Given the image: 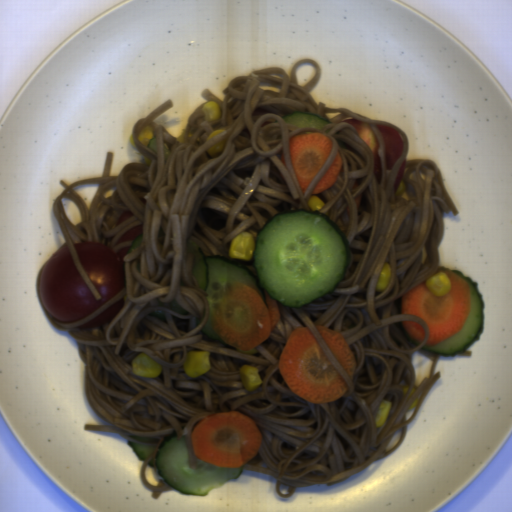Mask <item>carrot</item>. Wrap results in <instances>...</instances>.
<instances>
[{
	"label": "carrot",
	"instance_id": "1",
	"mask_svg": "<svg viewBox=\"0 0 512 512\" xmlns=\"http://www.w3.org/2000/svg\"><path fill=\"white\" fill-rule=\"evenodd\" d=\"M278 371L290 392L309 404L334 403L350 391L307 326L291 331Z\"/></svg>",
	"mask_w": 512,
	"mask_h": 512
},
{
	"label": "carrot",
	"instance_id": "2",
	"mask_svg": "<svg viewBox=\"0 0 512 512\" xmlns=\"http://www.w3.org/2000/svg\"><path fill=\"white\" fill-rule=\"evenodd\" d=\"M243 282H230L223 289L211 316L212 328L227 345L252 351L268 340L281 316L277 299Z\"/></svg>",
	"mask_w": 512,
	"mask_h": 512
},
{
	"label": "carrot",
	"instance_id": "3",
	"mask_svg": "<svg viewBox=\"0 0 512 512\" xmlns=\"http://www.w3.org/2000/svg\"><path fill=\"white\" fill-rule=\"evenodd\" d=\"M190 439L196 459L233 469L259 454L263 436L255 420L237 410L212 413L198 420Z\"/></svg>",
	"mask_w": 512,
	"mask_h": 512
},
{
	"label": "carrot",
	"instance_id": "4",
	"mask_svg": "<svg viewBox=\"0 0 512 512\" xmlns=\"http://www.w3.org/2000/svg\"><path fill=\"white\" fill-rule=\"evenodd\" d=\"M444 272L452 286L449 294L436 297L421 282L401 298L400 314L421 317L429 328L425 345L435 346L463 330L470 312V285L451 269Z\"/></svg>",
	"mask_w": 512,
	"mask_h": 512
},
{
	"label": "carrot",
	"instance_id": "5",
	"mask_svg": "<svg viewBox=\"0 0 512 512\" xmlns=\"http://www.w3.org/2000/svg\"><path fill=\"white\" fill-rule=\"evenodd\" d=\"M333 141L323 132H305L288 139L291 164L303 194L327 161Z\"/></svg>",
	"mask_w": 512,
	"mask_h": 512
},
{
	"label": "carrot",
	"instance_id": "6",
	"mask_svg": "<svg viewBox=\"0 0 512 512\" xmlns=\"http://www.w3.org/2000/svg\"><path fill=\"white\" fill-rule=\"evenodd\" d=\"M314 326L316 327L329 351L352 379L353 373L357 369L358 364L347 339L338 331L332 330L327 326Z\"/></svg>",
	"mask_w": 512,
	"mask_h": 512
},
{
	"label": "carrot",
	"instance_id": "7",
	"mask_svg": "<svg viewBox=\"0 0 512 512\" xmlns=\"http://www.w3.org/2000/svg\"><path fill=\"white\" fill-rule=\"evenodd\" d=\"M341 173H344V163L339 151L337 150L329 169L314 187L310 195L312 196L315 194L327 192L336 184Z\"/></svg>",
	"mask_w": 512,
	"mask_h": 512
},
{
	"label": "carrot",
	"instance_id": "8",
	"mask_svg": "<svg viewBox=\"0 0 512 512\" xmlns=\"http://www.w3.org/2000/svg\"><path fill=\"white\" fill-rule=\"evenodd\" d=\"M403 329L406 331L408 336L417 342L424 341L425 329L414 321H401Z\"/></svg>",
	"mask_w": 512,
	"mask_h": 512
}]
</instances>
